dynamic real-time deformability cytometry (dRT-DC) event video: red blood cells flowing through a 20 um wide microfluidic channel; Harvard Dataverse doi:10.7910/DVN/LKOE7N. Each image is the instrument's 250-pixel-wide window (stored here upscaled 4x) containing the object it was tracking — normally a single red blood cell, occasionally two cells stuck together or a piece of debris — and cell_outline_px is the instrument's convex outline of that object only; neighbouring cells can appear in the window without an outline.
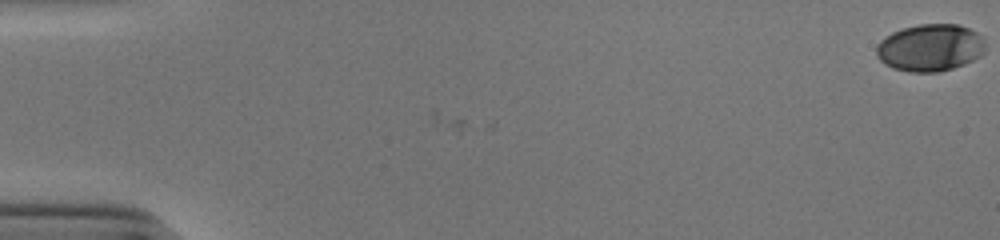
{"species": "human", "species_latin": "Homo sapiens", "temperature_condition": "cold", "stored_images_in_passage": 48, "camera_frame_rate_fps": 3000, "um_per_image_px": 0.085, "donor": {"sex": "male"}, "frame": {"image": 1, "passage_image": 1, "time_ms": 0.0, "image_size_px": [1000, 240], "cell_outline_px": [[984, 52], [980, 56], [964, 64], [940, 72], [908, 72], [892, 68], [884, 64], [876, 56], [876, 48], [880, 40], [892, 32], [904, 28], [920, 24], [956, 24], [968, 28], [984, 36]], "centroid_in_image_um": [79.05, 4.06], "position_along_channel_um": 5.9, "area_um2": 30.11}}
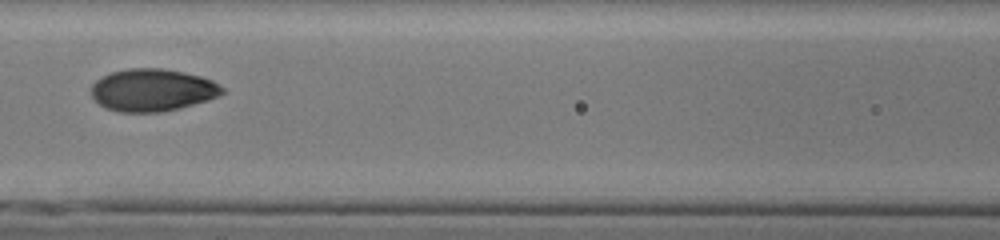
{"frame": {"image": 2, "passage_image": 26, "time_ms": 8.333, "image_size_px": [1000, 240], "cell_outline_px": [[224, 92], [208, 100], [180, 108], [160, 112], [120, 112], [104, 108], [92, 96], [92, 84], [96, 80], [112, 72], [128, 68], [160, 68], [200, 76], [212, 80], [224, 88]], "centroid_in_image_um": [12.95, 7.66], "position_along_channel_um": 153.7, "area_um2": 32.14}}
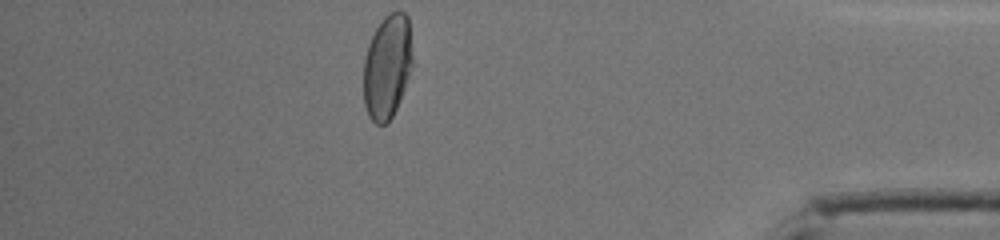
{"frame": {"image": 3, "passage_image": 48, "time_ms": 15.667, "image_size_px": [1000, 240], "cell_outline_px": [[412, 64], [400, 100], [392, 116], [384, 124], [376, 124], [368, 116], [364, 104], [364, 60], [368, 44], [376, 28], [384, 16], [392, 12], [404, 12], [408, 16], [412, 56]], "centroid_in_image_um": [32.9, 5.66], "position_along_channel_um": 402.3, "area_um2": 29.42}, "authors_computed_cell_mechanics": {"area_um2": 31.1253, "velocity_mm_per_s": 3.9039, "shape_relaxation_time_tau1_ms": 5.6179, "shape_relaxation_time_tau2_ms": 1.037, "deformation_change_tau1": 0.182, "deformation_change_tau2": 0.0419}}